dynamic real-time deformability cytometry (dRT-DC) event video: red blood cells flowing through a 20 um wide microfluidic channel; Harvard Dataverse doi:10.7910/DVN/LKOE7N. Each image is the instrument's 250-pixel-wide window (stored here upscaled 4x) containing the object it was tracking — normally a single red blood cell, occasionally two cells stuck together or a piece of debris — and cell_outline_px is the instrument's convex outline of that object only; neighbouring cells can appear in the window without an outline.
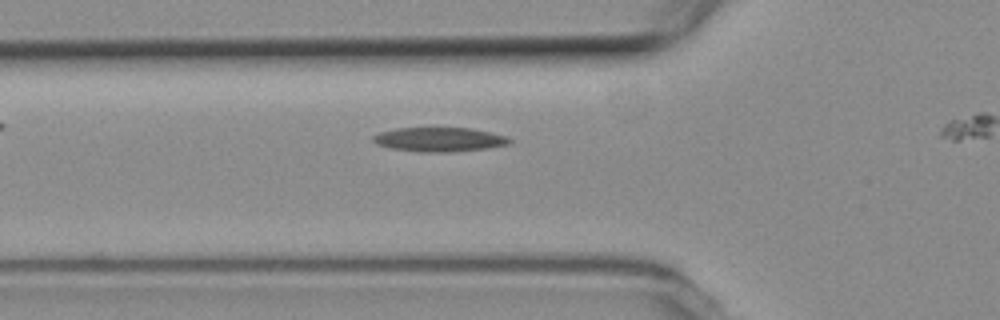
{"species": "common noctule bat (a hibernating species)", "species_latin": "Nyctalus noctula", "temperature_condition": "room temperature", "stored_images_in_passage": 28, "camera_frame_rate_fps": 3000, "um_per_image_px": 0.085, "animal": {"sex": "female", "body_mass_g": 19.3, "forearm_length_mm": 54.1}, "frame": {"image": 1, "passage_image": 2, "time_ms": 0.333, "image_size_px": [1000, 320], "cell_outline_px": [[512, 140], [508, 144], [484, 148], [444, 152], [420, 152], [392, 148], [376, 144], [372, 140], [372, 136], [380, 132], [396, 128], [472, 128], [492, 132], [508, 136]], "centroid_in_image_um": [37.33, 11.84], "position_along_channel_um": 88.5, "area_um2": 19.13}}
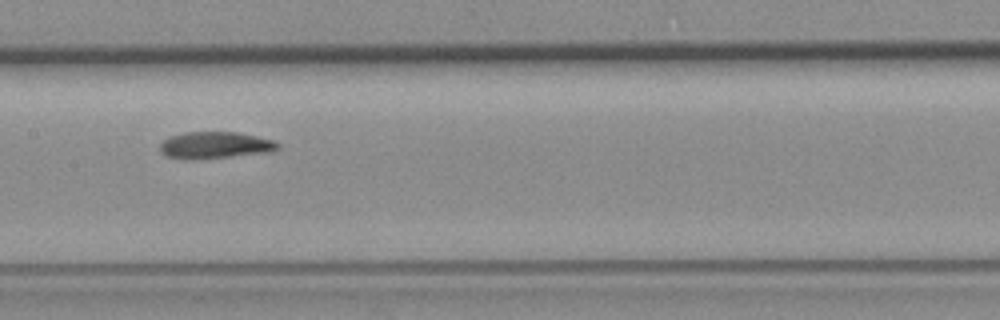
{"frame": {"image": 2, "passage_image": 10, "time_ms": 3.0, "image_size_px": [1000, 320], "cell_outline_px": [[280, 148], [272, 152], [192, 160], [168, 156], [160, 152], [160, 144], [164, 140], [172, 136], [184, 132], [236, 132], [276, 140], [280, 144]], "centroid_in_image_um": [18.33, 12.34], "position_along_channel_um": 189.1, "area_um2": 18.44}}
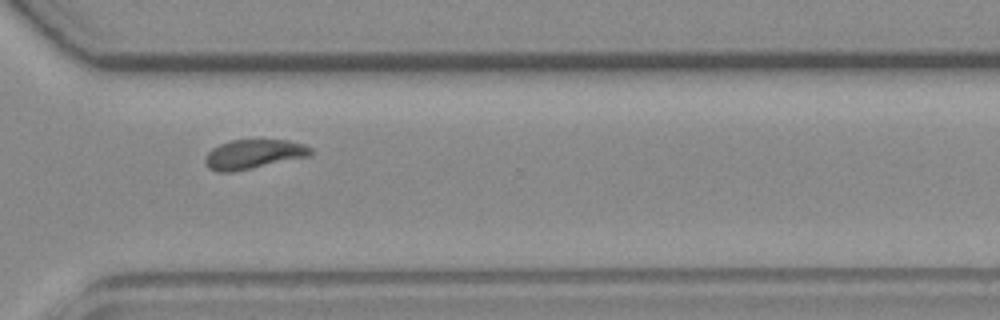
{"frame": {"image": 3, "passage_image": 23, "time_ms": 7.333, "image_size_px": [1000, 320], "cell_outline_px": [[312, 156], [232, 172], [216, 172], [208, 168], [204, 160], [208, 152], [212, 148], [220, 144], [232, 140], [288, 140], [304, 144], [312, 148]], "centroid_in_image_um": [21.57, 13.11], "position_along_channel_um": 349.0, "area_um2": 18.15}}